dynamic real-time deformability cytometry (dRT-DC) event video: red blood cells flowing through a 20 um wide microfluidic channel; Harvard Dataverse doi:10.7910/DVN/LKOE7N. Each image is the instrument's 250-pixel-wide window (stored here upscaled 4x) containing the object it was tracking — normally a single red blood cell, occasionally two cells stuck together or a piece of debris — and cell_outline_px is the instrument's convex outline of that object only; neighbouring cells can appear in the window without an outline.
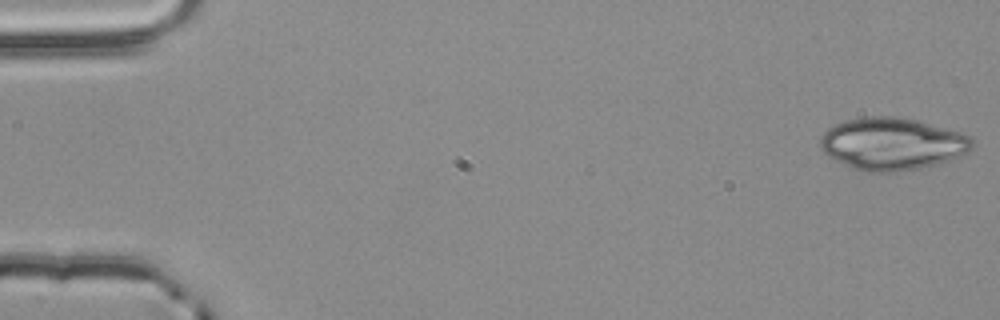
{"species": "common noctule bat (a hibernating species)", "species_latin": "Nyctalus noctula", "temperature_condition": "room temperature", "stored_images_in_passage": 10, "camera_frame_rate_fps": 3000, "um_per_image_px": 0.085, "animal": {"sex": "male", "body_mass_g": 20.4}, "frame": {"image": 1, "passage_image": 1, "time_ms": 0.0, "image_size_px": [1000, 320], "cell_outline_px": [[972, 148], [968, 152], [948, 160], [936, 164], [920, 168], [896, 172], [864, 172], [852, 168], [828, 156], [820, 148], [820, 136], [828, 128], [836, 124], [848, 120], [864, 116], [896, 116], [916, 120], [964, 132], [972, 136]], "centroid_in_image_um": [75.84, 12.22], "position_along_channel_um": 9.2, "area_um2": 46.53}}